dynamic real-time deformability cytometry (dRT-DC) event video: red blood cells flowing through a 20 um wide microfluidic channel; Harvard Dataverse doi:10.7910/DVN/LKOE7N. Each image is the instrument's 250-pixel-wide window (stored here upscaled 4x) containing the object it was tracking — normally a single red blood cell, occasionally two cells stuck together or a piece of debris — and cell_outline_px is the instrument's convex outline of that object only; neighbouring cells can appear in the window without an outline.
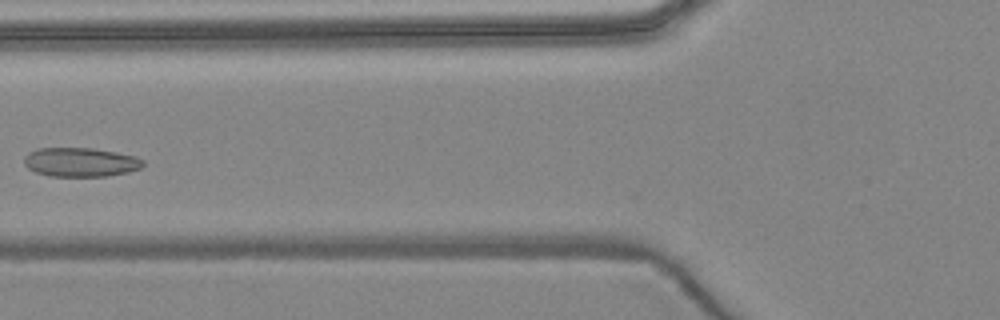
{"species": "common noctule bat (a hibernating species)", "species_latin": "Nyctalus noctula", "temperature_condition": "warm", "stored_images_in_passage": 6, "camera_frame_rate_fps": 3000, "um_per_image_px": 0.085, "animal": {"sex": "female", "body_mass_g": 24.6, "forearm_length_mm": 56.2}, "frame": {"image": 1, "passage_image": 6, "time_ms": 6.333, "image_size_px": [1000, 320], "cell_outline_px": [[144, 164], [140, 168], [128, 172], [104, 176], [52, 176], [36, 172], [28, 168], [24, 164], [24, 156], [28, 152], [36, 148], [92, 148], [116, 152], [136, 156], [144, 160]], "centroid_in_image_um": [6.83, 13.77], "position_along_channel_um": 119.0, "area_um2": 20.17}}